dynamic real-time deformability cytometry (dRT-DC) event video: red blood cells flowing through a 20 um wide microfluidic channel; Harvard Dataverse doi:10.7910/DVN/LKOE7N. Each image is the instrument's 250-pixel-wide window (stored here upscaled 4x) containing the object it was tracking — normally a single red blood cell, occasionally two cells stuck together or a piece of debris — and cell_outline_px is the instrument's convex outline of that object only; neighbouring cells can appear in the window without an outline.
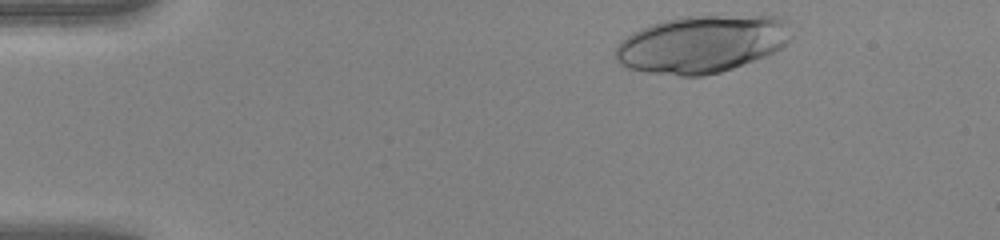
{"species": "human", "species_latin": "Homo sapiens", "temperature_condition": "warm", "stored_images_in_passage": 35, "camera_frame_rate_fps": 3000, "um_per_image_px": 0.085, "donor": {"sex": "female"}, "frame": {"image": 1, "passage_image": 1, "time_ms": 0.0, "image_size_px": [1000, 240], "cell_outline_px": [[792, 36], [776, 52], [732, 68], [720, 72], [704, 76], [680, 76], [648, 72], [628, 68], [620, 64], [616, 60], [616, 48], [632, 32], [640, 28], [664, 20], [684, 16], [712, 12], [764, 12], [780, 16], [788, 20]], "centroid_in_image_um": [59.79, 3.65], "position_along_channel_um": 25.2, "area_um2": 60.86}}
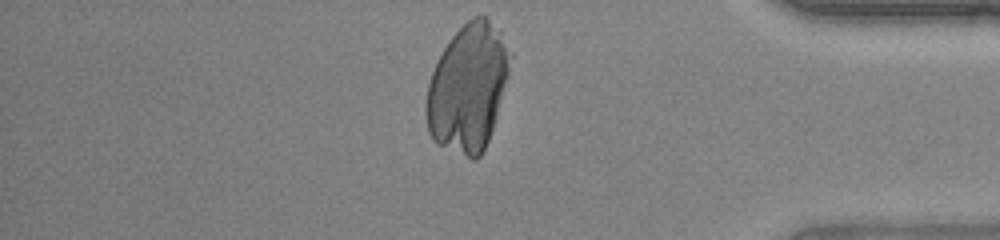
{"frame": {"image": 2, "passage_image": 35, "time_ms": 11.333, "image_size_px": [1000, 240], "cell_outline_px": [[512, 56], [508, 76], [492, 128], [488, 140], [480, 156], [476, 160], [472, 160], [436, 144], [432, 140], [428, 132], [428, 84], [432, 72], [444, 48], [452, 36], [472, 16], [484, 16], [500, 32], [512, 52]], "centroid_in_image_um": [39.8, 7.46], "position_along_channel_um": 395.4, "area_um2": 61.44}}